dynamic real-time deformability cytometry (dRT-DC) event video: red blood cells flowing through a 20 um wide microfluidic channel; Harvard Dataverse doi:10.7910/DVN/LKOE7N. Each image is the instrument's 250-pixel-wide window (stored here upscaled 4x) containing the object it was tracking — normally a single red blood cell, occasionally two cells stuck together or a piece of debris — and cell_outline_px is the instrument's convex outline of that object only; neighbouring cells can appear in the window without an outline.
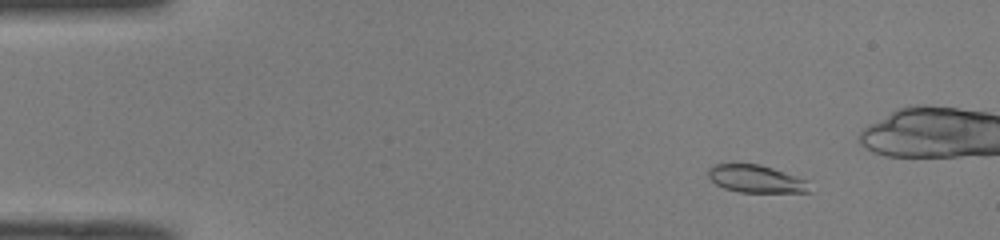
{"species": "common noctule bat (a hibernating species)", "species_latin": "Nyctalus noctula", "temperature_condition": "room temperature", "stored_images_in_passage": 51, "camera_frame_rate_fps": 3000, "um_per_image_px": 0.085, "animal": {"sex": "male", "body_mass_g": 19.0, "forearm_length_mm": 50.8}, "frame": {"image": 1, "passage_image": 6, "time_ms": 1.667, "image_size_px": [1000, 240], "cell_outline_px": [[812, 192], [740, 192], [724, 188], [716, 184], [708, 176], [708, 168], [716, 164], [760, 164], [808, 180]], "centroid_in_image_um": [64.28, 15.21], "position_along_channel_um": 20.7, "area_um2": 16.24}}
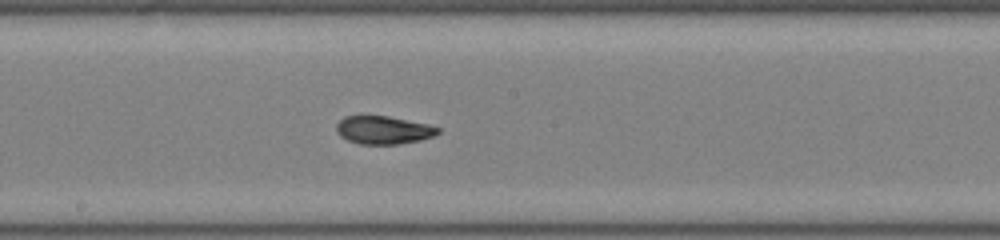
{"frame": {"image": 2, "passage_image": 27, "time_ms": 8.667, "image_size_px": [1000, 240], "cell_outline_px": [[440, 132], [432, 136], [420, 140], [396, 144], [360, 144], [348, 140], [340, 136], [336, 132], [336, 124], [344, 116], [388, 116], [428, 124], [440, 128]], "centroid_in_image_um": [32.57, 11.05], "position_along_channel_um": 215.6, "area_um2": 16.53}}
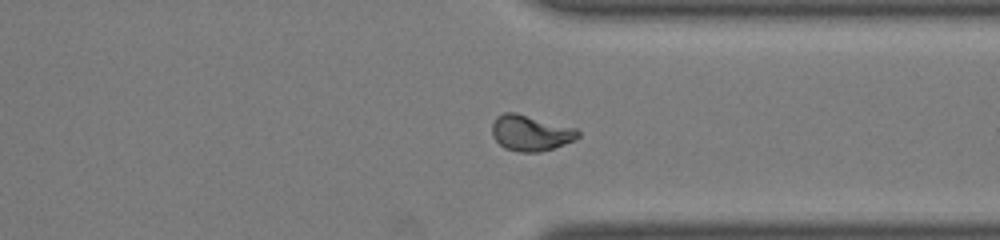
{"frame": {"image": 3, "passage_image": 38, "time_ms": 12.333, "image_size_px": [1000, 240], "cell_outline_px": [[580, 136], [564, 144], [540, 152], [520, 152], [504, 148], [492, 136], [492, 124], [496, 116], [504, 112], [516, 112], [576, 128], [580, 132]], "centroid_in_image_um": [45.08, 11.29], "position_along_channel_um": 366.3, "area_um2": 17.92}, "authors_computed_cell_mechanics": {"area_um2": 16.9932, "velocity_mm_per_s": 4.1071, "shape_relaxation_time_tau1_ms": null, "shape_relaxation_time_tau2_ms": 2.5358, "deformation_change_tau1": null, "deformation_change_tau2": 0.0704}}